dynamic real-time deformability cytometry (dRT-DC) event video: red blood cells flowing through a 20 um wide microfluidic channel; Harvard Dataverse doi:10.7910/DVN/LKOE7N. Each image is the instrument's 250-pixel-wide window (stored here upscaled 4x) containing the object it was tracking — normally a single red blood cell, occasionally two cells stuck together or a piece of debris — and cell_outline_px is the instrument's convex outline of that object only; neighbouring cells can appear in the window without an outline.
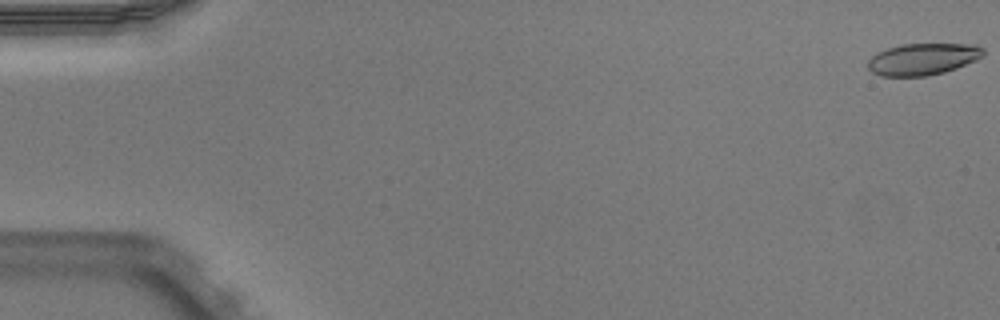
{"species": "Egyptian fruit bat (a non-hibernating species)", "species_latin": "Rousettus aegyptiacus", "temperature_condition": "warm", "stored_images_in_passage": 50, "camera_frame_rate_fps": 3000, "um_per_image_px": 0.085, "animal": {"sex": "male"}, "frame": {"image": 1, "passage_image": 1, "time_ms": 0.0, "image_size_px": [1000, 320], "cell_outline_px": [[984, 56], [976, 60], [956, 68], [944, 72], [928, 76], [880, 76], [872, 72], [868, 68], [868, 60], [872, 56], [888, 48], [900, 44], [976, 44], [984, 48]], "centroid_in_image_um": [78.46, 5.02], "position_along_channel_um": 6.5, "area_um2": 21.39}}
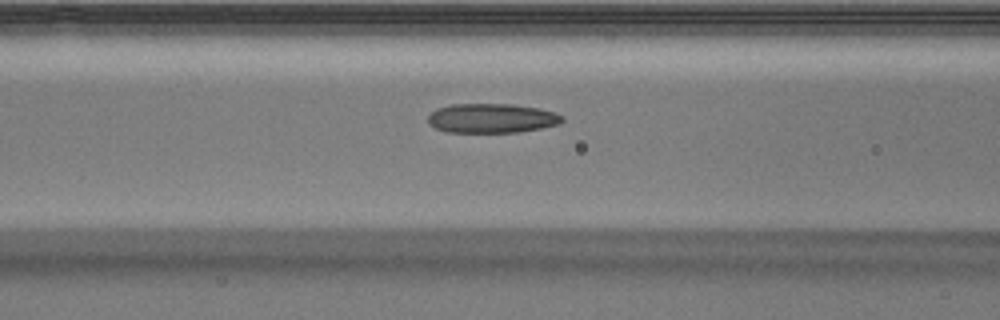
{"frame": {"image": 2, "passage_image": 22, "time_ms": 7.0, "image_size_px": [1000, 320], "cell_outline_px": [[564, 120], [560, 124], [520, 132], [444, 132], [428, 124], [428, 116], [436, 108], [452, 104], [512, 104], [540, 108], [556, 112], [564, 116]], "centroid_in_image_um": [41.82, 10.05], "position_along_channel_um": 124.8, "area_um2": 23.24}}
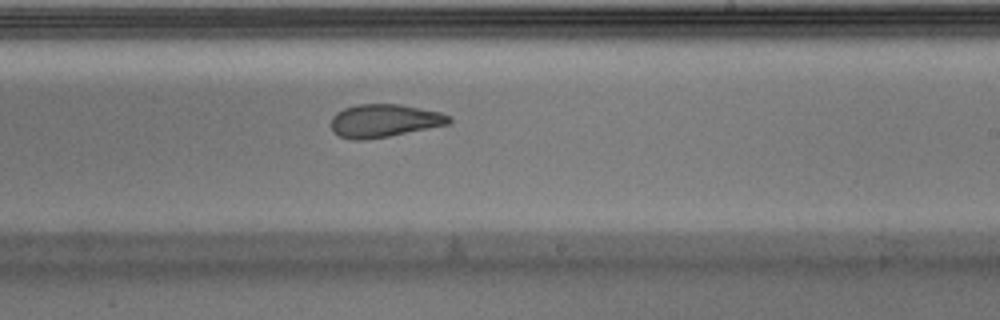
{"frame": {"image": 3, "passage_image": 32, "time_ms": 10.333, "image_size_px": [1000, 320], "cell_outline_px": [[452, 120], [448, 124], [388, 136], [364, 140], [352, 140], [340, 136], [332, 132], [332, 116], [336, 112], [344, 108], [356, 104], [400, 104], [440, 112], [452, 116]], "centroid_in_image_um": [32.64, 10.25], "position_along_channel_um": 256.4, "area_um2": 22.66}}